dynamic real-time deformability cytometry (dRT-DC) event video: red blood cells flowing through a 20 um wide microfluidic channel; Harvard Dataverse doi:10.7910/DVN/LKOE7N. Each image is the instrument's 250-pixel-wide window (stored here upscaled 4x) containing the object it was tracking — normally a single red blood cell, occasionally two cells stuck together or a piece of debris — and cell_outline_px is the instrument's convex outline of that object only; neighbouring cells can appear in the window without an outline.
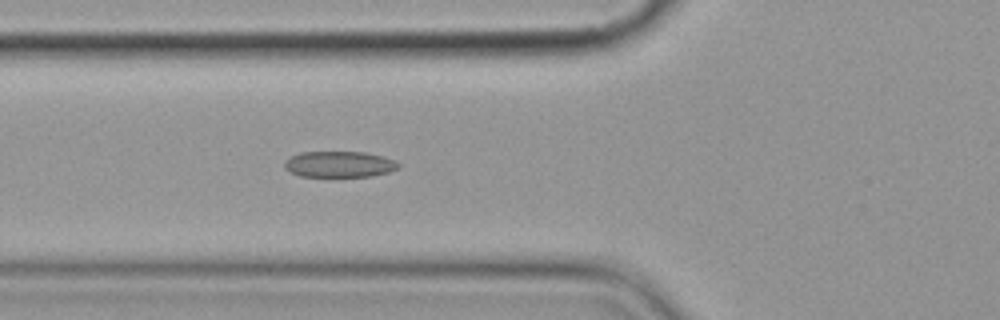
{"species": "common noctule bat (a hibernating species)", "species_latin": "Nyctalus noctula", "temperature_condition": "cold", "stored_images_in_passage": 3, "camera_frame_rate_fps": 3000, "um_per_image_px": 0.085, "animal": {"sex": "female", "body_mass_g": 19.9}, "frame": {"image": 1, "passage_image": 3, "time_ms": 2.333, "image_size_px": [1000, 320], "cell_outline_px": [[400, 168], [388, 172], [372, 176], [300, 176], [284, 168], [284, 160], [288, 156], [300, 152], [364, 152], [396, 160], [400, 164]], "centroid_in_image_um": [28.82, 13.95], "position_along_channel_um": 97.0, "area_um2": 17.34}}